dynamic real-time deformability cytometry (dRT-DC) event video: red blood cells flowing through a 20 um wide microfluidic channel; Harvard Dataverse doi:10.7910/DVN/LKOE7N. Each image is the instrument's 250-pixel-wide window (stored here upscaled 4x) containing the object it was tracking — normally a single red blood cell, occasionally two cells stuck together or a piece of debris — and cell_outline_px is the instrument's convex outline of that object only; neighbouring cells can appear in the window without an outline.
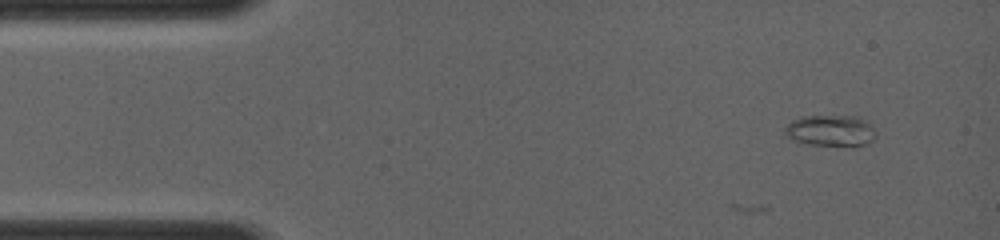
{"species": "common noctule bat (a hibernating species)", "species_latin": "Nyctalus noctula", "temperature_condition": "room temperature", "stored_images_in_passage": 23, "camera_frame_rate_fps": 4000, "um_per_image_px": 0.085, "animal": {"sex": "female", "body_mass_g": 19.0, "forearm_length_mm": 56.7}, "frame": {"image": 1, "passage_image": 1, "time_ms": 0.0, "image_size_px": [1000, 240], "cell_outline_px": [[876, 136], [872, 140], [864, 144], [812, 144], [796, 140], [788, 136], [784, 132], [784, 128], [792, 120], [800, 116], [856, 116], [868, 120], [872, 124]], "centroid_in_image_um": [70.62, 11.05], "position_along_channel_um": 14.4, "area_um2": 16.13}}
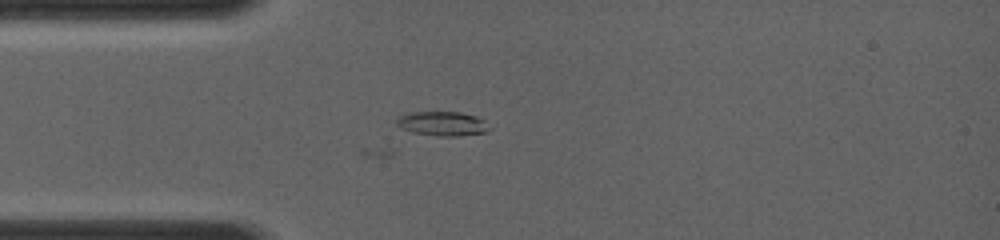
{"frame": {"image": 2, "passage_image": 18, "time_ms": 2.5, "image_size_px": [1000, 240], "cell_outline_px": [[492, 128], [484, 132], [456, 136], [440, 136], [412, 132], [396, 124], [396, 120], [400, 116], [412, 112], [460, 112], [476, 116], [484, 120]], "centroid_in_image_um": [37.64, 10.5], "position_along_channel_um": 47.4, "area_um2": 12.95}}